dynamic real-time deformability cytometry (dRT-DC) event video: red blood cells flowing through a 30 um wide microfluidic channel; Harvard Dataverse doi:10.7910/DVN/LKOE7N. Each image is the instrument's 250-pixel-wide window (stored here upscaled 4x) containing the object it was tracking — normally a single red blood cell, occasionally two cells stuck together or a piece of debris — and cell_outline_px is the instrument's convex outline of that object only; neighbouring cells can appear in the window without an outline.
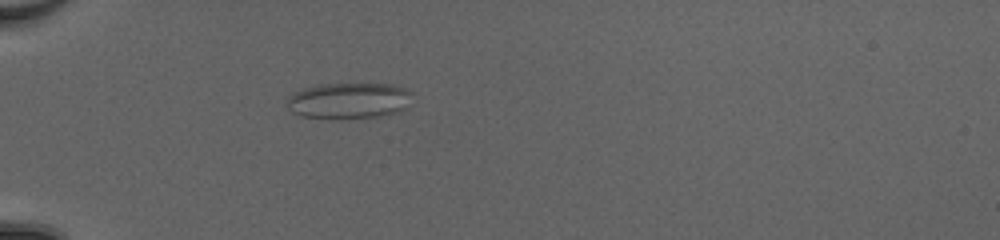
{"species": "common noctule bat (a hibernating species)", "species_latin": "Nyctalus noctula", "temperature_condition": "cold", "stored_images_in_passage": 40, "camera_frame_rate_fps": 3000, "um_per_image_px": 0.085, "animal": {"sex": "female", "body_mass_g": 20.0, "forearm_length_mm": 54.0}, "frame": {"image": 1, "passage_image": 6, "time_ms": 1.667, "image_size_px": [1000, 240], "cell_outline_px": [[412, 92], [404, 108], [392, 112], [376, 116], [300, 116], [292, 112], [288, 108], [288, 96], [304, 88], [320, 84], [388, 84], [404, 88]], "centroid_in_image_um": [29.61, 8.5], "position_along_channel_um": 55.4, "area_um2": 24.97}}
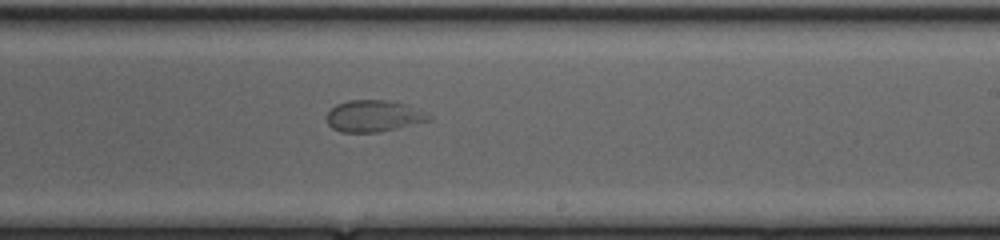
{"frame": {"image": 2, "passage_image": 22, "time_ms": 7.0, "image_size_px": [1000, 240], "cell_outline_px": [[432, 120], [396, 128], [376, 132], [340, 132], [332, 128], [328, 124], [328, 112], [336, 104], [348, 100], [392, 100], [404, 104], [424, 112], [432, 116]], "centroid_in_image_um": [31.75, 9.85], "position_along_channel_um": 257.2, "area_um2": 18.61}}
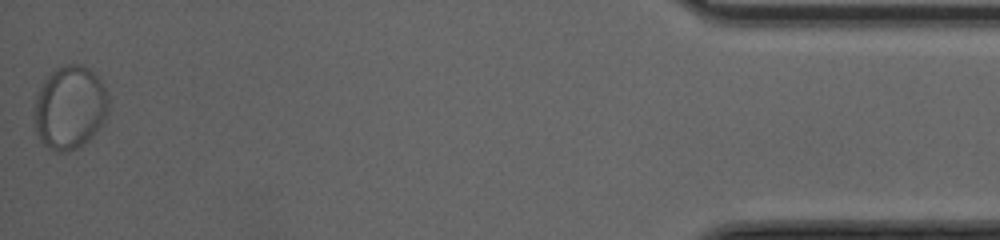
{"frame": {"image": 3, "passage_image": 40, "time_ms": 13.0, "image_size_px": [1000, 240], "cell_outline_px": [[108, 112], [104, 120], [96, 132], [80, 148], [60, 152], [56, 152], [48, 148], [40, 140], [36, 132], [36, 96], [44, 80], [56, 68], [68, 64], [80, 64], [88, 68], [100, 80], [108, 96]], "centroid_in_image_um": [5.95, 9.16], "position_along_channel_um": 429.2, "area_um2": 35.72}}